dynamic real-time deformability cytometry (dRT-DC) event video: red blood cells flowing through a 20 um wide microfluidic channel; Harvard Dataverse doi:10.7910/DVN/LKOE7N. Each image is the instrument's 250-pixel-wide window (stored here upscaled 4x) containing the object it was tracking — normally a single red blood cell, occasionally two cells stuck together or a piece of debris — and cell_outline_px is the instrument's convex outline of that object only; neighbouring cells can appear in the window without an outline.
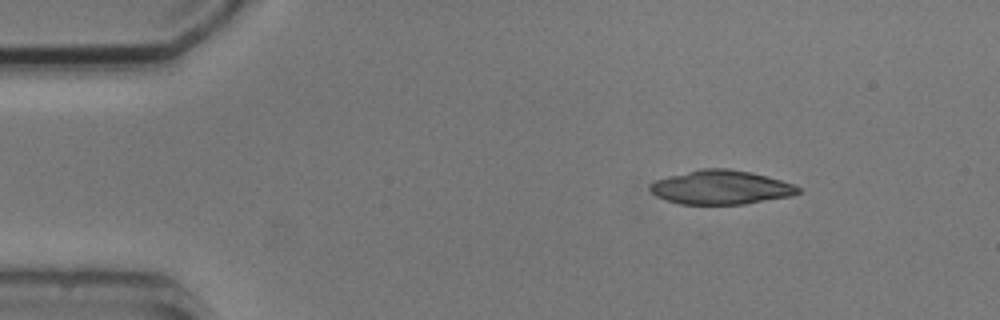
{"species": "common noctule bat (a hibernating species)", "species_latin": "Nyctalus noctula", "temperature_condition": "cold", "stored_images_in_passage": 3, "camera_frame_rate_fps": 3000, "um_per_image_px": 0.085, "animal": {"sex": "male", "body_mass_g": 20.5, "forearm_length_mm": 52.5}, "frame": {"image": 1, "passage_image": 1, "time_ms": 0.0, "image_size_px": [1000, 320], "cell_outline_px": [[800, 192], [792, 196], [744, 204], [680, 204], [656, 196], [648, 188], [648, 184], [656, 180], [668, 176], [700, 168], [728, 168], [752, 172], [768, 176], [792, 184], [800, 188]], "centroid_in_image_um": [61.27, 15.92], "position_along_channel_um": 23.7, "area_um2": 29.42}}